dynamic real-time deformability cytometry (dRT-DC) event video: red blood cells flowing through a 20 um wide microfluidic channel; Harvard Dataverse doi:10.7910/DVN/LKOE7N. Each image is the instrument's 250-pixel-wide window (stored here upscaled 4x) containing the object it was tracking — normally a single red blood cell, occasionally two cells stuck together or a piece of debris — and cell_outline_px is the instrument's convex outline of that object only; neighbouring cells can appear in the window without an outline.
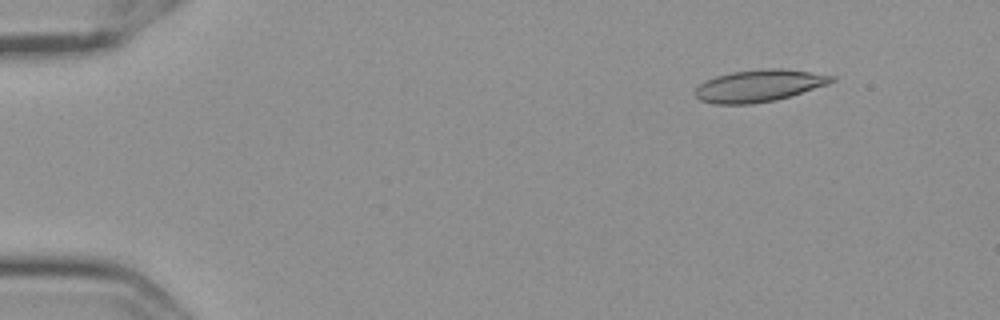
{"species": "Egyptian fruit bat (a non-hibernating species)", "species_latin": "Rousettus aegyptiacus", "temperature_condition": "cold", "stored_images_in_passage": 56, "camera_frame_rate_fps": 3000, "um_per_image_px": 0.085, "frame": {"image": 1, "passage_image": 6, "time_ms": 1.667, "image_size_px": [1000, 320], "cell_outline_px": [[836, 80], [828, 84], [776, 100], [748, 104], [716, 104], [700, 100], [696, 96], [696, 88], [700, 84], [716, 76], [732, 72], [760, 68], [780, 68], [836, 76]], "centroid_in_image_um": [64.53, 7.28], "position_along_channel_um": 20.5, "area_um2": 25.2}}
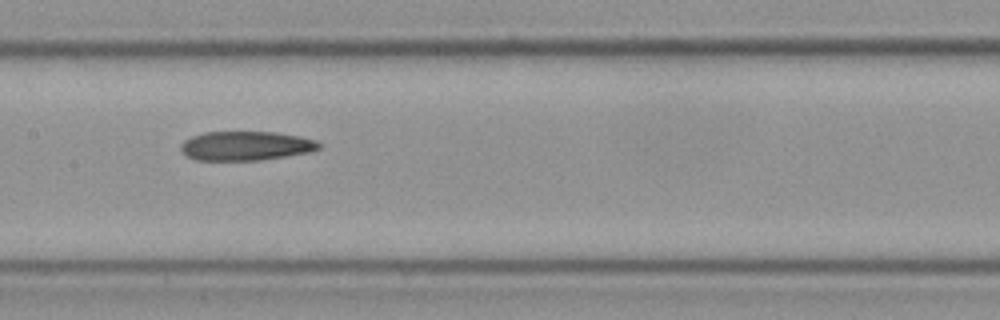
{"frame": {"image": 2, "passage_image": 28, "time_ms": 9.0, "image_size_px": [1000, 320], "cell_outline_px": [[324, 144], [320, 148], [312, 152], [260, 160], [196, 160], [184, 156], [180, 148], [180, 144], [184, 140], [192, 136], [204, 132], [276, 132], [300, 136], [316, 140]], "centroid_in_image_um": [20.91, 12.4], "position_along_channel_um": 186.5, "area_um2": 23.81}}
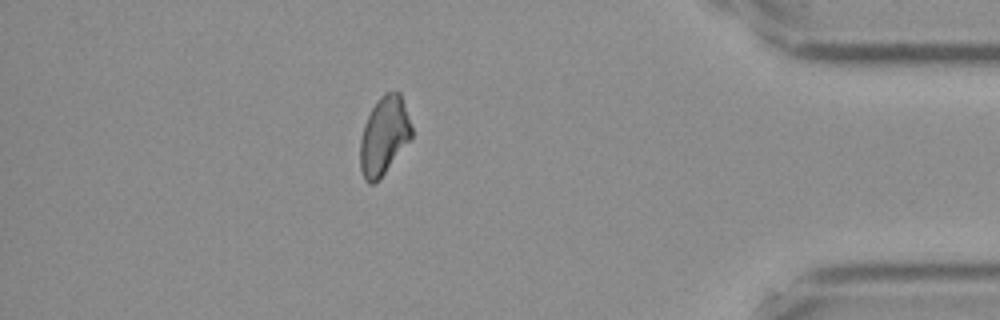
{"frame": {"image": 3, "passage_image": 49, "time_ms": 16.0, "image_size_px": [1000, 320], "cell_outline_px": [[412, 136], [380, 180], [372, 184], [368, 184], [364, 180], [360, 168], [360, 140], [364, 124], [372, 108], [380, 96], [384, 92], [400, 92], [412, 128]], "centroid_in_image_um": [32.62, 11.57], "position_along_channel_um": 402.6, "area_um2": 23.35}, "authors_computed_cell_mechanics": {"area_um2": 24.3916, "velocity_mm_per_s": 3.6085, "shape_relaxation_time_tau1_ms": null, "shape_relaxation_time_tau2_ms": 8.7587, "deformation_change_tau1": null, "deformation_change_tau2": 0.1921}}